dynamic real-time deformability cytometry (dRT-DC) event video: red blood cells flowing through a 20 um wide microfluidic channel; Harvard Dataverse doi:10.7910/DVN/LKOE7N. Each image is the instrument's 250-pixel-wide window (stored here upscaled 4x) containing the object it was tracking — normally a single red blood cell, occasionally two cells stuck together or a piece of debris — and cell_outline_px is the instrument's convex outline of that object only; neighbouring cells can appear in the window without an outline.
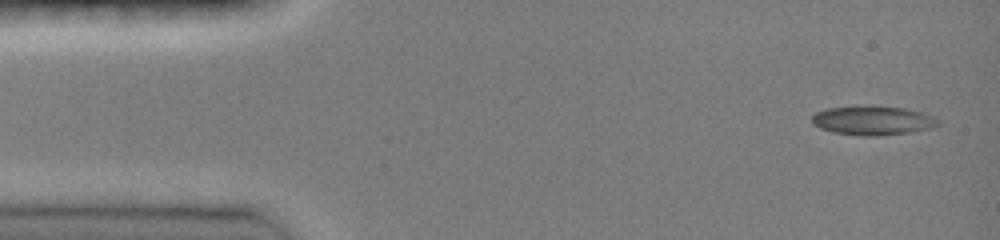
{"species": "common noctule bat (a hibernating species)", "species_latin": "Nyctalus noctula", "temperature_condition": "room temperature", "stored_images_in_passage": 13, "camera_frame_rate_fps": 3000, "um_per_image_px": 0.085, "animal": {"sex": "female", "body_mass_g": 19.0, "forearm_length_mm": 51.5}, "frame": {"image": 1, "passage_image": 1, "time_ms": 0.0, "image_size_px": [1000, 240], "cell_outline_px": [[940, 124], [932, 128], [912, 132], [876, 136], [860, 136], [832, 132], [820, 128], [812, 124], [812, 116], [816, 112], [828, 108], [860, 104], [868, 104], [904, 108], [924, 112], [932, 116]], "centroid_in_image_um": [74.16, 10.22], "position_along_channel_um": 10.8, "area_um2": 21.96}}
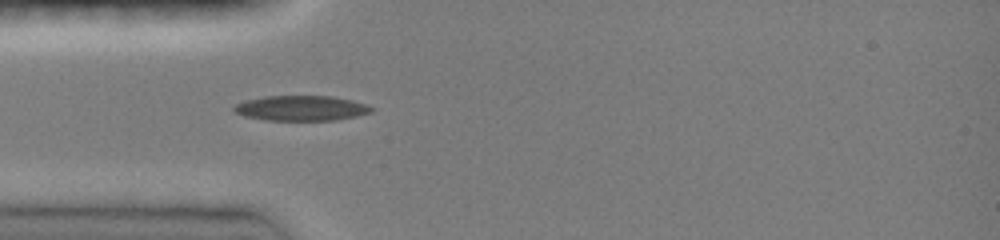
{"frame": {"image": 2, "passage_image": 10, "time_ms": 3.0, "image_size_px": [1000, 240], "cell_outline_px": [[376, 108], [372, 112], [356, 116], [336, 120], [264, 120], [244, 116], [236, 112], [232, 108], [236, 104], [244, 100], [264, 96], [332, 96], [352, 100]], "centroid_in_image_um": [25.6, 9.19], "position_along_channel_um": 59.4, "area_um2": 20.17}}